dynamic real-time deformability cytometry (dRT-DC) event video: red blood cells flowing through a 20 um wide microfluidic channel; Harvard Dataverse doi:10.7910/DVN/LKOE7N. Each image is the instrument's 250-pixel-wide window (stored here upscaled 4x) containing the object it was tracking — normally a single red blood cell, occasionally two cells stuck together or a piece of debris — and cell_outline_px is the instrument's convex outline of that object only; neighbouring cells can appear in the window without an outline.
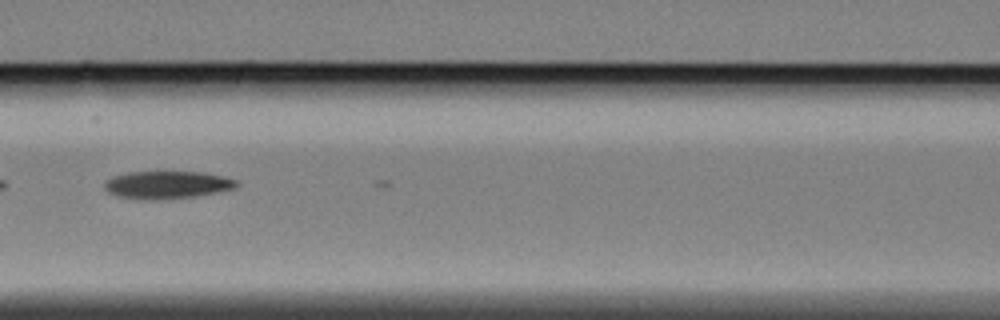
{"species": "Egyptian fruit bat (a non-hibernating species)", "species_latin": "Rousettus aegyptiacus", "temperature_condition": "cold", "stored_images_in_passage": 58, "camera_frame_rate_fps": 3000, "um_per_image_px": 0.085, "animal": {"sex": "female"}, "frame": {"image": 1, "passage_image": 25, "time_ms": 8.0, "image_size_px": [1000, 320], "cell_outline_px": [[240, 184], [232, 188], [192, 196], [140, 200], [120, 196], [108, 192], [104, 188], [104, 180], [112, 176], [128, 172], [200, 172], [220, 176], [236, 180]], "centroid_in_image_um": [14.1, 15.69], "position_along_channel_um": 152.5, "area_um2": 20.69}}
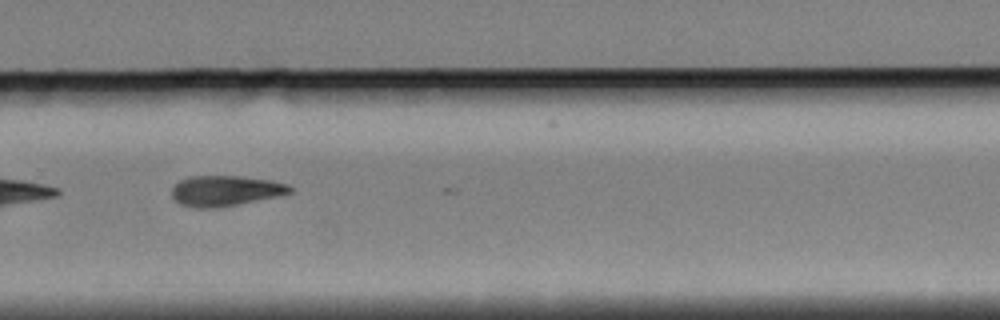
{"frame": {"image": 2, "passage_image": 39, "time_ms": 12.667, "image_size_px": [1000, 320], "cell_outline_px": [[292, 192], [276, 196], [220, 208], [192, 208], [180, 204], [172, 196], [172, 188], [180, 180], [192, 176], [240, 176], [272, 180], [288, 184], [292, 188]], "centroid_in_image_um": [19.15, 16.22], "position_along_channel_um": 310.7, "area_um2": 20.98}}
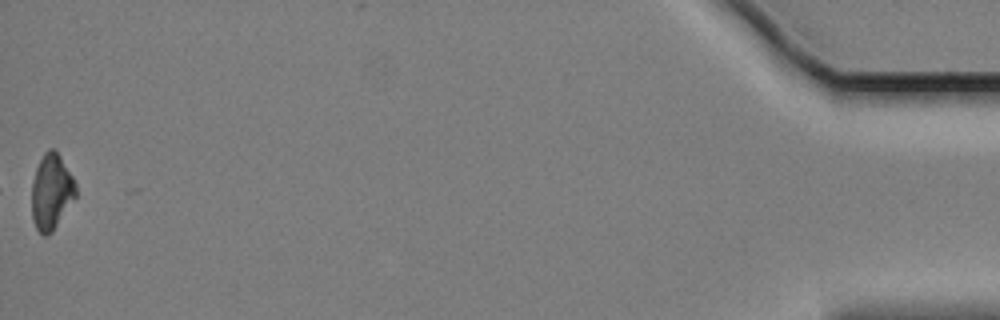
{"frame": {"image": 3, "passage_image": 58, "time_ms": 19.0, "image_size_px": [1000, 320], "cell_outline_px": [[76, 196], [52, 232], [48, 236], [44, 236], [36, 228], [32, 216], [32, 184], [36, 168], [44, 152], [48, 148], [52, 148], [60, 156], [72, 176], [76, 184]], "centroid_in_image_um": [4.36, 16.31], "position_along_channel_um": 430.8, "area_um2": 19.19}, "authors_computed_cell_mechanics": {"area_um2": 20.9525, "velocity_mm_per_s": 3.406, "shape_relaxation_time_tau1_ms": 4.8282, "shape_relaxation_time_tau2_ms": null, "deformation_change_tau1": 0.1572, "deformation_change_tau2": null}}